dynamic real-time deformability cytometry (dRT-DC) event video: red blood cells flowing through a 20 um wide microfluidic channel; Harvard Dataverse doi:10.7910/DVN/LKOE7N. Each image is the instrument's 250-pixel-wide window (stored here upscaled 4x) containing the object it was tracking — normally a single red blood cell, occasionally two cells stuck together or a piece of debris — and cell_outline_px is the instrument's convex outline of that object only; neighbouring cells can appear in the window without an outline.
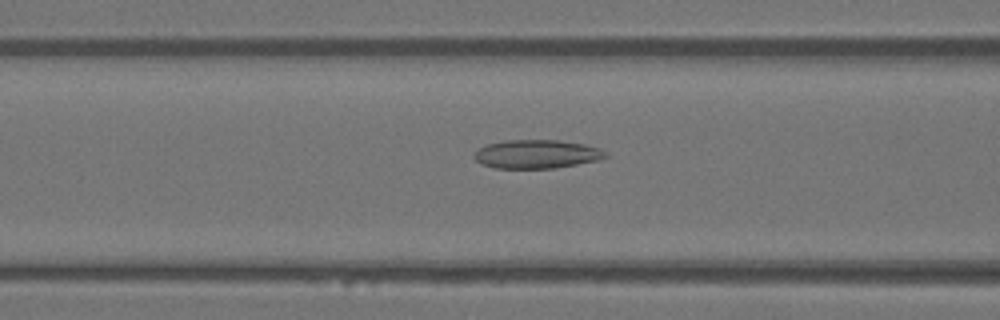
{"species": "Egyptian fruit bat (a non-hibernating species)", "species_latin": "Rousettus aegyptiacus", "temperature_condition": "warm", "stored_images_in_passage": 34, "camera_frame_rate_fps": 3000, "um_per_image_px": 0.085, "animal": {"sex": "female"}, "frame": {"image": 1, "passage_image": 10, "time_ms": 3.0, "image_size_px": [1000, 320], "cell_outline_px": [[608, 156], [600, 160], [556, 168], [496, 168], [480, 164], [472, 156], [472, 152], [488, 144], [504, 140], [560, 140], [584, 144], [600, 148], [608, 152]], "centroid_in_image_um": [45.63, 13.1], "position_along_channel_um": 121.0, "area_um2": 22.2}}
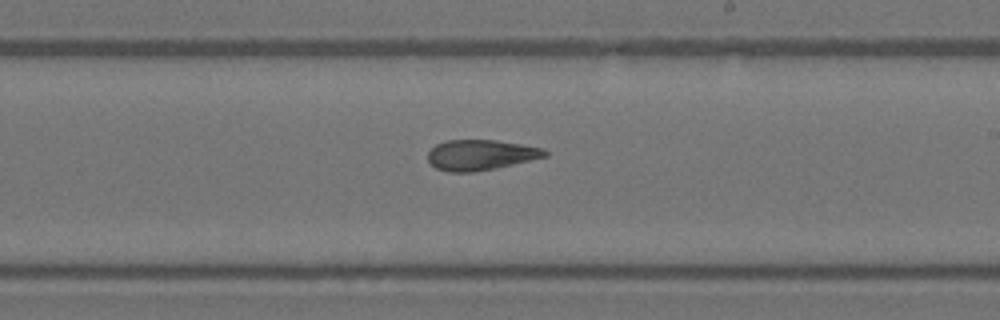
{"frame": {"image": 2, "passage_image": 19, "time_ms": 6.0, "image_size_px": [1000, 320], "cell_outline_px": [[548, 156], [496, 168], [472, 172], [448, 172], [436, 168], [428, 160], [428, 152], [436, 144], [444, 140], [496, 140], [544, 148], [548, 152]], "centroid_in_image_um": [40.85, 13.16], "position_along_channel_um": 248.1, "area_um2": 20.75}}
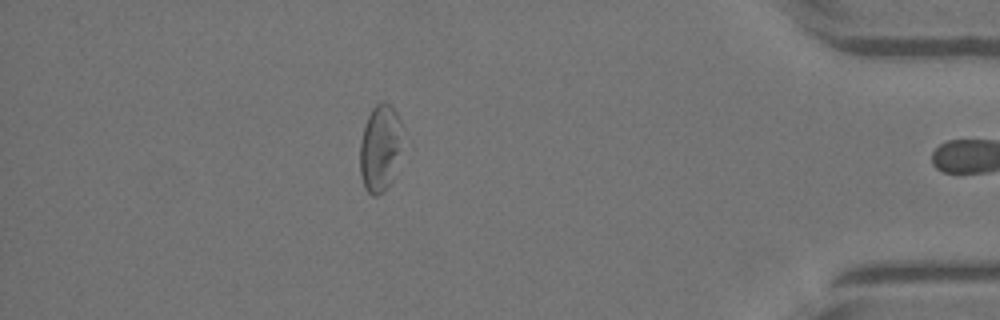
{"frame": {"image": 3, "passage_image": 33, "time_ms": 10.667, "image_size_px": [1000, 320], "cell_outline_px": [[404, 128], [400, 148], [392, 180], [384, 192], [376, 196], [372, 196], [364, 188], [360, 176], [360, 140], [368, 116], [372, 108], [376, 104], [384, 100], [392, 104]], "centroid_in_image_um": [32.31, 12.56], "position_along_channel_um": 402.9, "area_um2": 21.91}}